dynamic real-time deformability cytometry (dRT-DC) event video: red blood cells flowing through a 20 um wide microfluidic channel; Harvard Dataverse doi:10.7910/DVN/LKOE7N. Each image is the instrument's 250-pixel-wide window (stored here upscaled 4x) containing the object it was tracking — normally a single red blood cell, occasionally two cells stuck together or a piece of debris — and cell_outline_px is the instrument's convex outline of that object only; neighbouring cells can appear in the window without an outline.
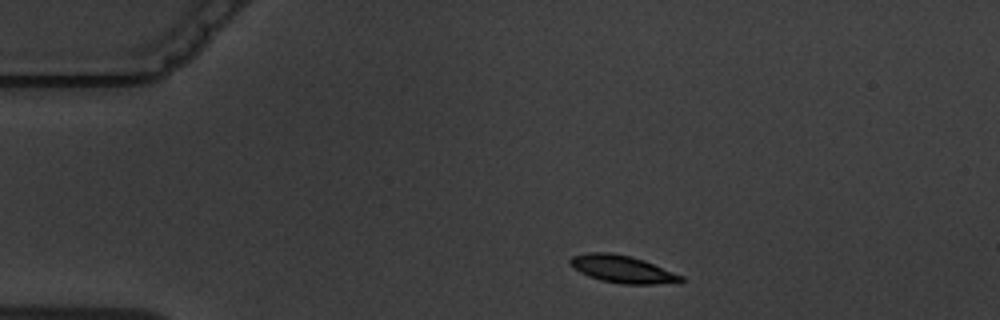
{"species": "common noctule bat (a hibernating species)", "species_latin": "Nyctalus noctula", "temperature_condition": "warm", "stored_images_in_passage": 4, "camera_frame_rate_fps": 3000, "um_per_image_px": 0.085, "animal": {"sex": "male", "body_mass_g": 19.5, "forearm_length_mm": 54.6}, "frame": {"image": 1, "passage_image": 1, "time_ms": 0.0, "image_size_px": [1000, 320], "cell_outline_px": [[684, 280], [652, 284], [620, 284], [600, 280], [588, 276], [572, 268], [568, 264], [568, 260], [572, 256], [588, 252], [612, 252], [632, 256], [644, 260], [684, 276]], "centroid_in_image_um": [52.82, 22.85], "position_along_channel_um": 32.2, "area_um2": 17.8}}
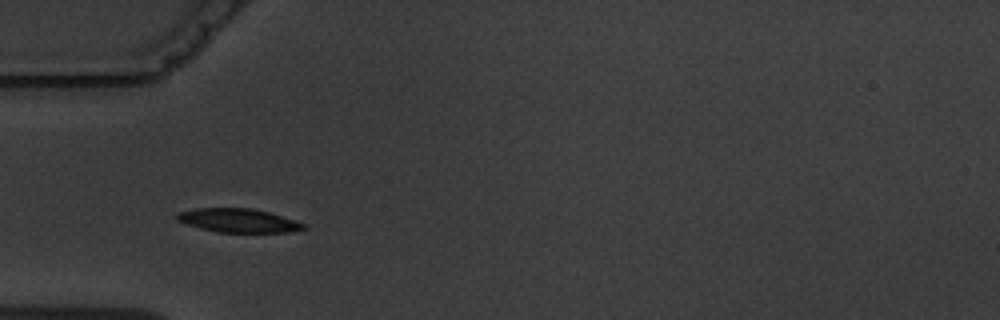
{"frame": {"image": 2, "passage_image": 3, "time_ms": 2.333, "image_size_px": [1000, 320], "cell_outline_px": [[308, 228], [288, 232], [216, 232], [200, 228], [176, 220], [176, 212], [196, 208], [248, 208], [268, 212], [308, 224]], "centroid_in_image_um": [20.26, 18.74], "position_along_channel_um": 64.7, "area_um2": 17.51}}